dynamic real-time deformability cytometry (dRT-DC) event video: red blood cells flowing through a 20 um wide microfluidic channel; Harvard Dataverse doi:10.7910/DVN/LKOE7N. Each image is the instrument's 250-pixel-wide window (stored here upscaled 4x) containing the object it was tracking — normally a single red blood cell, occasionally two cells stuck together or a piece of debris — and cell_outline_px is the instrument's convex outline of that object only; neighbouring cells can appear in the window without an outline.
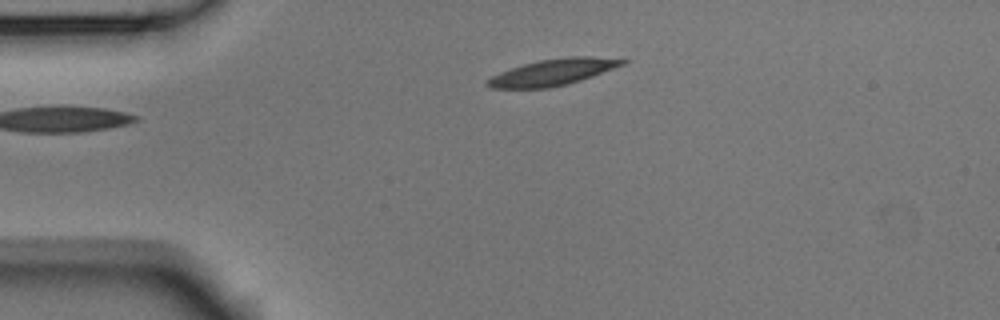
{"species": "Egyptian fruit bat (a non-hibernating species)", "species_latin": "Rousettus aegyptiacus", "temperature_condition": "room temperature", "stored_images_in_passage": 2, "camera_frame_rate_fps": 3000, "um_per_image_px": 0.085, "animal": {"sex": "male"}, "frame": {"image": 1, "passage_image": 2, "time_ms": 0.333, "image_size_px": [1000, 320], "cell_outline_px": [[628, 60], [624, 64], [592, 76], [568, 84], [548, 88], [492, 88], [484, 84], [484, 80], [500, 72], [524, 64], [540, 60], [568, 56], [592, 56]], "centroid_in_image_um": [46.96, 6.14], "position_along_channel_um": 38.0, "area_um2": 20.58}}